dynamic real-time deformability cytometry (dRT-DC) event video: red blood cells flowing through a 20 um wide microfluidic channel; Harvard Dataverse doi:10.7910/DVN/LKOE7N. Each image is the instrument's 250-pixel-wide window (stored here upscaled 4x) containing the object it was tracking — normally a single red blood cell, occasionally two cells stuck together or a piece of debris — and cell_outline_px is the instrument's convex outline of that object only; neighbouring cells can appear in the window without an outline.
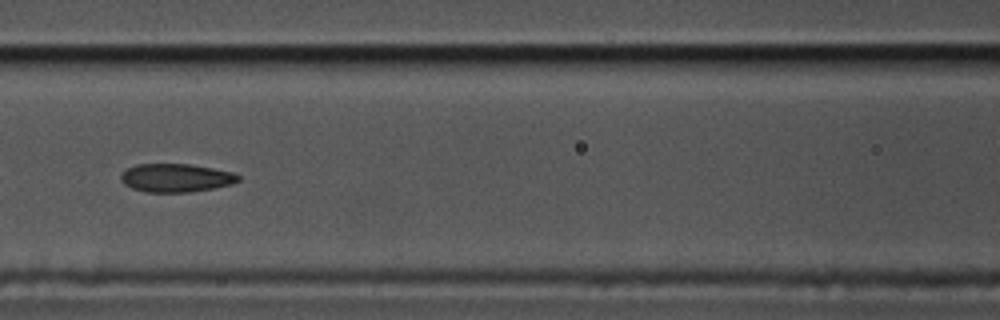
{"species": "common noctule bat (a hibernating species)", "species_latin": "Nyctalus noctula", "temperature_condition": "cold", "stored_images_in_passage": 59, "segment_of_instrument_passage": [2, 2], "camera_frame_rate_fps": 3000, "um_per_image_px": 0.085, "animal": {"sex": "male", "body_mass_g": 17.5, "forearm_length_mm": 52.3}, "frame": {"image": 1, "passage_image": 26, "time_ms": 8.333, "image_size_px": [1000, 320], "cell_outline_px": [[240, 180], [232, 184], [212, 188], [188, 192], [144, 192], [132, 188], [124, 184], [120, 180], [120, 176], [128, 168], [136, 164], [188, 164], [212, 168], [232, 172], [240, 176]], "centroid_in_image_um": [14.94, 15.12], "position_along_channel_um": 151.7, "area_um2": 19.31}}
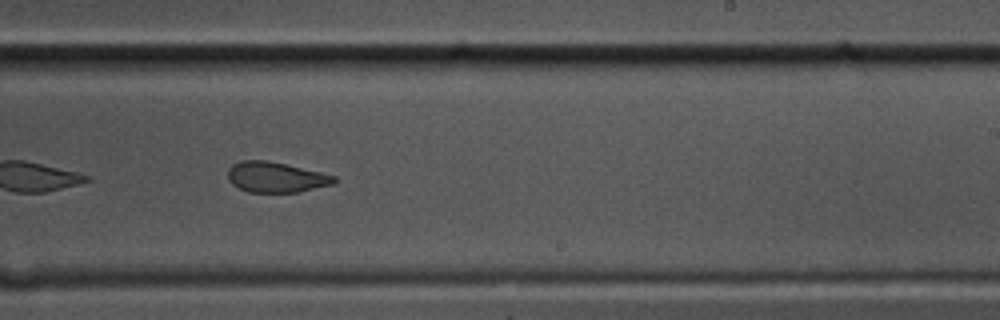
{"frame": {"image": 2, "passage_image": 36, "time_ms": 11.667, "image_size_px": [1000, 320], "cell_outline_px": [[340, 180], [336, 184], [300, 192], [248, 192], [232, 184], [228, 180], [228, 168], [232, 164], [240, 160], [268, 160], [320, 172], [336, 176]], "centroid_in_image_um": [23.49, 15.06], "position_along_channel_um": 265.5, "area_um2": 19.13}}
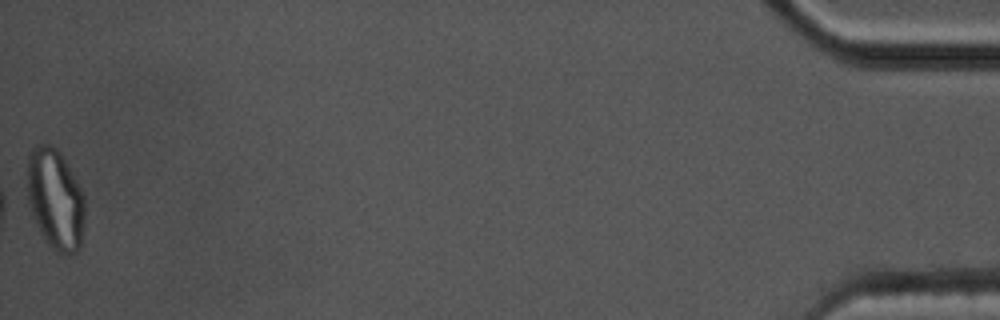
{"frame": {"image": 3, "passage_image": 59, "time_ms": 19.333, "image_size_px": [1000, 320], "cell_outline_px": [[84, 220], [80, 248], [72, 256], [64, 256], [56, 252], [44, 240], [32, 216], [28, 204], [24, 184], [28, 156], [32, 148], [36, 144], [52, 144], [60, 152], [84, 192]], "centroid_in_image_um": [4.66, 16.94], "position_along_channel_um": 430.5, "area_um2": 35.03}}